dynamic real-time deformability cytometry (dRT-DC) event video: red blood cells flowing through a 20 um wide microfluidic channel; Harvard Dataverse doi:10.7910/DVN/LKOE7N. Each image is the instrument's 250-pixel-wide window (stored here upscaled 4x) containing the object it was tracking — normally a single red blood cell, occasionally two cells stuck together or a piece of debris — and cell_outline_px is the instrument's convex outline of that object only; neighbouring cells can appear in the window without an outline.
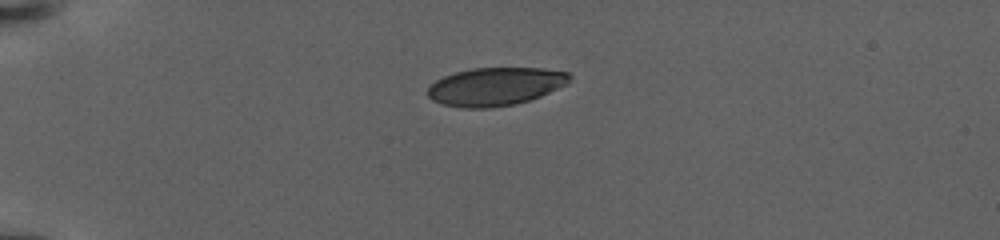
{"species": "human", "species_latin": "Homo sapiens", "temperature_condition": "warm", "stored_images_in_passage": 59, "camera_frame_rate_fps": 3000, "um_per_image_px": 0.085, "donor": {"sex": "female"}, "frame": {"image": 1, "passage_image": 1, "time_ms": 0.0, "image_size_px": [1000, 240], "cell_outline_px": [[572, 76], [568, 84], [540, 96], [528, 100], [512, 104], [492, 108], [464, 108], [444, 104], [432, 100], [428, 96], [428, 88], [436, 80], [444, 76], [456, 72], [472, 68], [540, 68], [568, 72]], "centroid_in_image_um": [42.12, 7.35], "position_along_channel_um": 42.9, "area_um2": 31.39}}
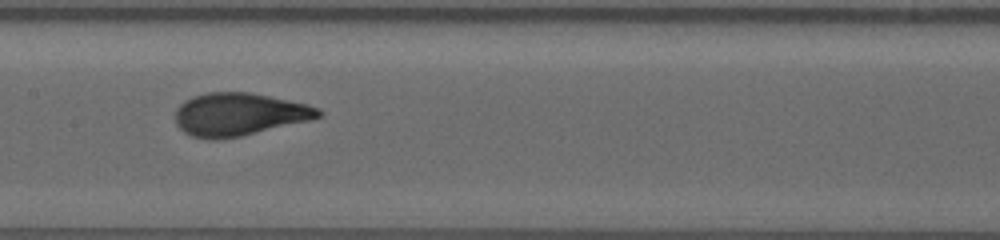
{"frame": {"image": 2, "passage_image": 23, "time_ms": 6.667, "image_size_px": [1000, 240], "cell_outline_px": [[324, 112], [320, 116], [308, 120], [240, 136], [216, 140], [212, 140], [192, 136], [184, 132], [176, 124], [176, 108], [184, 100], [192, 96], [208, 92], [248, 92], [308, 104], [320, 108]], "centroid_in_image_um": [20.29, 9.71], "position_along_channel_um": 187.1, "area_um2": 35.49}}
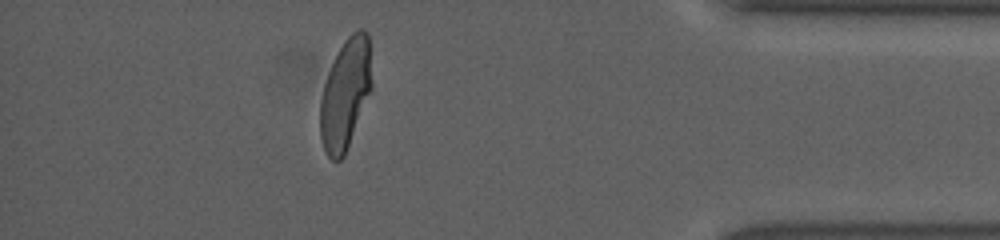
{"frame": {"image": 3, "passage_image": 50, "time_ms": 15.333, "image_size_px": [1000, 240], "cell_outline_px": [[372, 88], [344, 156], [340, 160], [332, 160], [324, 152], [320, 136], [320, 100], [324, 84], [328, 72], [340, 48], [348, 36], [352, 32], [360, 28], [368, 32], [372, 84]], "centroid_in_image_um": [29.35, 8.0], "position_along_channel_um": 405.8, "area_um2": 33.0}, "authors_computed_cell_mechanics": {"area_um2": 34.6222, "velocity_mm_per_s": 2.9017, "shape_relaxation_time_tau1_ms": 5.6074, "shape_relaxation_time_tau2_ms": null, "deformation_change_tau1": 0.2185, "deformation_change_tau2": null}}